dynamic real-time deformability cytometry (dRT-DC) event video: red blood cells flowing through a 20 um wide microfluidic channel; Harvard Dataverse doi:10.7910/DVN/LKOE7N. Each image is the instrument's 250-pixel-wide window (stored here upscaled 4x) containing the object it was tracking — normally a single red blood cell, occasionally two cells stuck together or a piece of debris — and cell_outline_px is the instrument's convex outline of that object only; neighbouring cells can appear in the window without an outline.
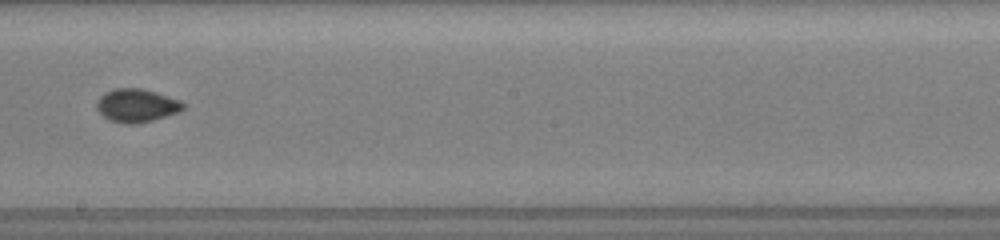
{"species": "common noctule bat (a hibernating species)", "species_latin": "Nyctalus noctula", "temperature_condition": "room temperature", "stored_images_in_passage": 8, "camera_frame_rate_fps": 3000, "um_per_image_px": 0.085, "animal": {"sex": "female", "body_mass_g": 19.5, "forearm_length_mm": 54.1}, "frame": {"image": 1, "passage_image": 6, "time_ms": 5.667, "image_size_px": [1000, 240], "cell_outline_px": [[184, 108], [176, 112], [152, 120], [132, 124], [128, 124], [108, 120], [96, 108], [96, 104], [100, 96], [104, 92], [116, 88], [140, 88], [180, 100], [184, 104]], "centroid_in_image_um": [11.56, 8.96], "position_along_channel_um": 236.6, "area_um2": 16.42}}